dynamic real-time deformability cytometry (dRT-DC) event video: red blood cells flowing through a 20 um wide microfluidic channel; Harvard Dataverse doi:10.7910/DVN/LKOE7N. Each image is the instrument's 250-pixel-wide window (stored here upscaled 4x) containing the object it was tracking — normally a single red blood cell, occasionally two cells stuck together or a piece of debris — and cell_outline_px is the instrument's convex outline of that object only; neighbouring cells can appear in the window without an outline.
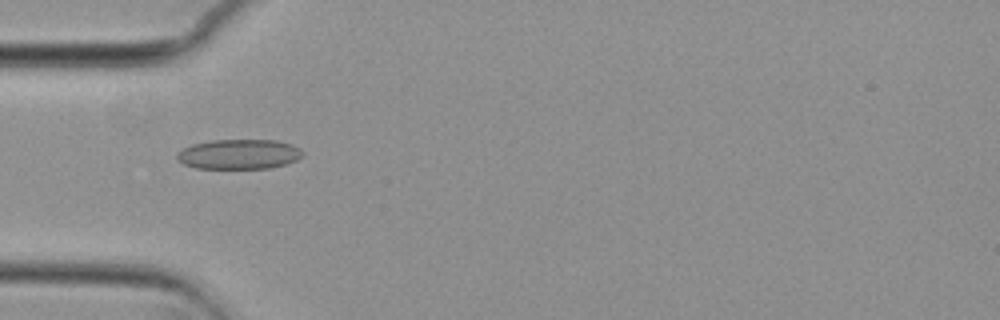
{"species": "common noctule bat (a hibernating species)", "species_latin": "Nyctalus noctula", "temperature_condition": "cold", "stored_images_in_passage": 49, "camera_frame_rate_fps": 3000, "um_per_image_px": 0.085, "animal": {"sex": "female", "body_mass_g": 29.2, "forearm_length_mm": 56.3}, "frame": {"image": 1, "passage_image": 11, "time_ms": 3.333, "image_size_px": [1000, 320], "cell_outline_px": [[304, 152], [296, 160], [284, 164], [268, 168], [196, 168], [184, 164], [176, 160], [176, 152], [192, 144], [212, 140], [276, 140], [292, 144], [300, 148]], "centroid_in_image_um": [20.28, 13.1], "position_along_channel_um": 64.7, "area_um2": 21.85}}
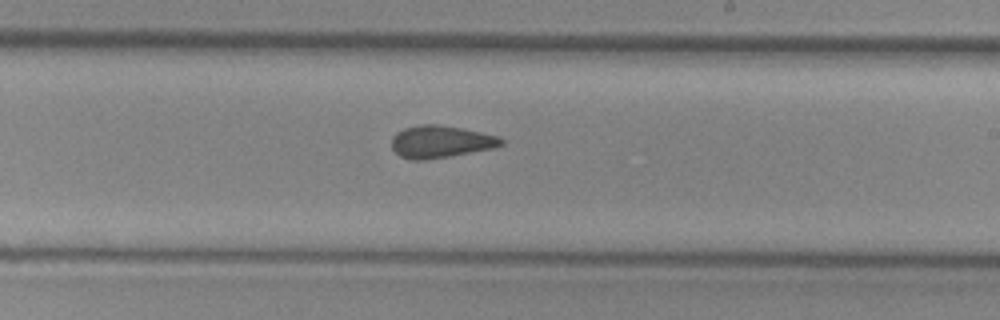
{"frame": {"image": 2, "passage_image": 26, "time_ms": 8.333, "image_size_px": [1000, 320], "cell_outline_px": [[504, 144], [496, 148], [424, 160], [412, 160], [400, 156], [392, 148], [392, 136], [396, 132], [404, 128], [420, 124], [436, 124], [460, 128], [500, 136], [504, 140]], "centroid_in_image_um": [37.47, 12.04], "position_along_channel_um": 251.5, "area_um2": 20.63}}
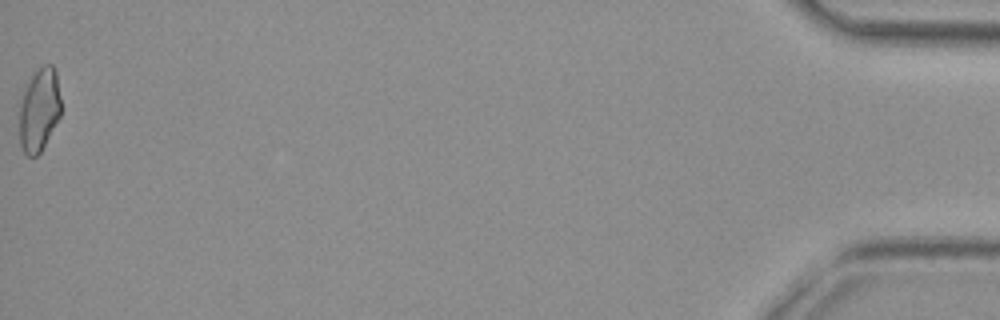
{"frame": {"image": 3, "passage_image": 49, "time_ms": 16.0, "image_size_px": [1000, 320], "cell_outline_px": [[60, 116], [40, 152], [36, 156], [28, 156], [24, 152], [20, 144], [20, 96], [32, 76], [44, 64], [52, 64], [56, 68], [60, 96]], "centroid_in_image_um": [3.34, 9.31], "position_along_channel_um": 431.9, "area_um2": 20.06}, "authors_computed_cell_mechanics": {"area_um2": 20.6346, "velocity_mm_per_s": 3.742, "shape_relaxation_time_tau1_ms": null, "shape_relaxation_time_tau2_ms": 3.3437, "deformation_change_tau1": null, "deformation_change_tau2": 0.0986}}